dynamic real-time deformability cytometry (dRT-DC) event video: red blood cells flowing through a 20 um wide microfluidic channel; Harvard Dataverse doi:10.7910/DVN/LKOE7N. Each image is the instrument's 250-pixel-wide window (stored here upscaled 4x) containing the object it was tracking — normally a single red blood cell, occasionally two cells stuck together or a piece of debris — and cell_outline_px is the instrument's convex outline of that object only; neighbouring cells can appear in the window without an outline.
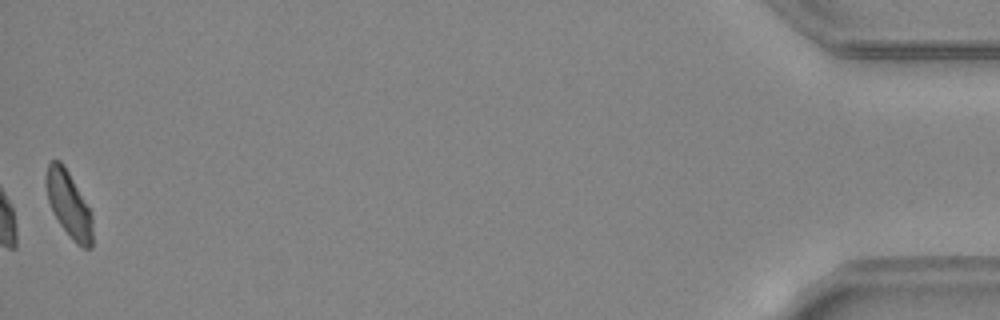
{"species": "common noctule bat (a hibernating species)", "species_latin": "Nyctalus noctula", "temperature_condition": "warm", "stored_images_in_passage": 32, "camera_frame_rate_fps": 3000, "um_per_image_px": 0.085, "animal": {"sex": "female", "body_mass_g": 24.6, "forearm_length_mm": 56.2}, "frame": {"image": 1, "passage_image": 32, "time_ms": 10.333, "image_size_px": [1000, 320], "cell_outline_px": [[92, 244], [88, 248], [84, 248], [64, 228], [56, 216], [52, 208], [48, 196], [48, 164], [52, 160], [56, 160], [64, 168], [88, 208], [92, 232]], "centroid_in_image_um": [5.85, 17.41], "position_along_channel_um": 429.3, "area_um2": 15.72}, "authors_computed_cell_mechanics": {"area_um2": 15.9528, "velocity_mm_per_s": 4.5186, "shape_relaxation_time_tau1_ms": null, "shape_relaxation_time_tau2_ms": 8.5039, "deformation_change_tau1": null, "deformation_change_tau2": 0.1757}}